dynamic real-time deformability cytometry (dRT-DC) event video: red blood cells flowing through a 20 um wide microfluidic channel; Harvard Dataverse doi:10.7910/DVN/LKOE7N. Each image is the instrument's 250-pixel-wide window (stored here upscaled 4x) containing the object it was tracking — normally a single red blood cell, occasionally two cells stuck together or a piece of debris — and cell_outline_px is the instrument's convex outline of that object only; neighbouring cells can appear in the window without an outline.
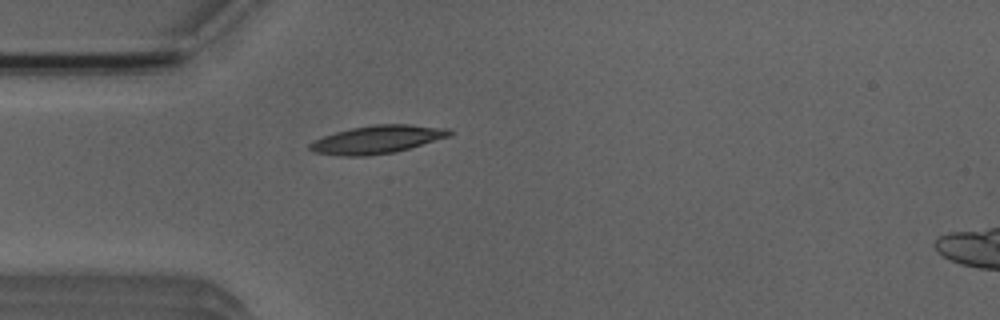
{"species": "Egyptian fruit bat (a non-hibernating species)", "species_latin": "Rousettus aegyptiacus", "temperature_condition": "room temperature", "stored_images_in_passage": 4, "camera_frame_rate_fps": 3000, "um_per_image_px": 0.085, "animal": {"sex": "male"}, "frame": {"image": 1, "passage_image": 4, "time_ms": 3.667, "image_size_px": [1000, 320], "cell_outline_px": [[452, 132], [448, 136], [396, 152], [368, 156], [340, 156], [316, 152], [308, 148], [308, 144], [324, 136], [336, 132], [352, 128], [372, 124], [412, 124], [448, 128]], "centroid_in_image_um": [32.05, 11.85], "position_along_channel_um": 52.9, "area_um2": 22.66}}